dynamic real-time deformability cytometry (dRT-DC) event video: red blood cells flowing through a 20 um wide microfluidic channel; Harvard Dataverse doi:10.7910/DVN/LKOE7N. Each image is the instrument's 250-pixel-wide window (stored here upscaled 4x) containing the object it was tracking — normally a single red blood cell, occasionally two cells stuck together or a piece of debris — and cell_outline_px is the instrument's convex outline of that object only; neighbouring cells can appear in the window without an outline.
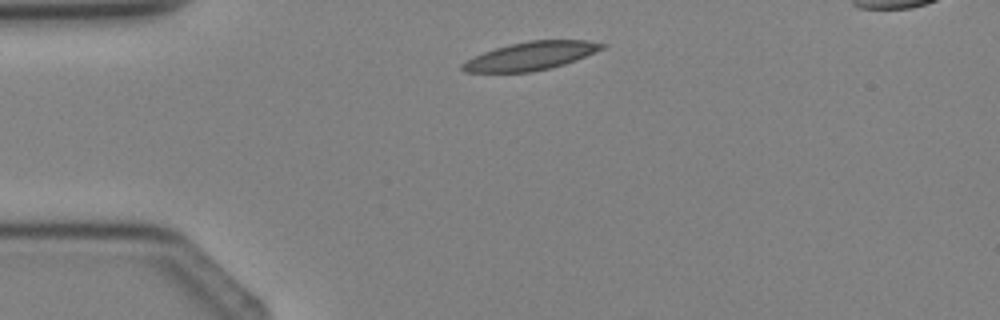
{"species": "Egyptian fruit bat (a non-hibernating species)", "species_latin": "Rousettus aegyptiacus", "temperature_condition": "cold", "stored_images_in_passage": 2, "camera_frame_rate_fps": 3000, "um_per_image_px": 0.085, "animal": {"sex": "female"}, "frame": {"image": 1, "passage_image": 1, "time_ms": 0.0, "image_size_px": [1000, 320], "cell_outline_px": [[604, 48], [564, 64], [532, 72], [464, 72], [460, 68], [460, 64], [484, 52], [496, 48], [528, 40], [588, 40], [604, 44]], "centroid_in_image_um": [45.09, 4.76], "position_along_channel_um": 39.9, "area_um2": 22.54}}